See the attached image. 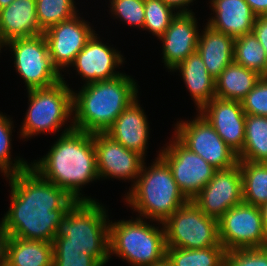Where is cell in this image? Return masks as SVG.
Returning a JSON list of instances; mask_svg holds the SVG:
<instances>
[{
  "instance_id": "27",
  "label": "cell",
  "mask_w": 267,
  "mask_h": 266,
  "mask_svg": "<svg viewBox=\"0 0 267 266\" xmlns=\"http://www.w3.org/2000/svg\"><path fill=\"white\" fill-rule=\"evenodd\" d=\"M243 202L256 207L267 203V163L239 161Z\"/></svg>"
},
{
  "instance_id": "5",
  "label": "cell",
  "mask_w": 267,
  "mask_h": 266,
  "mask_svg": "<svg viewBox=\"0 0 267 266\" xmlns=\"http://www.w3.org/2000/svg\"><path fill=\"white\" fill-rule=\"evenodd\" d=\"M154 161L148 167L143 163L125 200L133 211L139 213L138 217L162 224L188 200L178 188L170 167L159 154Z\"/></svg>"
},
{
  "instance_id": "13",
  "label": "cell",
  "mask_w": 267,
  "mask_h": 266,
  "mask_svg": "<svg viewBox=\"0 0 267 266\" xmlns=\"http://www.w3.org/2000/svg\"><path fill=\"white\" fill-rule=\"evenodd\" d=\"M192 201L205 215L218 220L230 208L243 202L239 161L230 168L217 170Z\"/></svg>"
},
{
  "instance_id": "43",
  "label": "cell",
  "mask_w": 267,
  "mask_h": 266,
  "mask_svg": "<svg viewBox=\"0 0 267 266\" xmlns=\"http://www.w3.org/2000/svg\"><path fill=\"white\" fill-rule=\"evenodd\" d=\"M14 0H0V10L8 7Z\"/></svg>"
},
{
  "instance_id": "20",
  "label": "cell",
  "mask_w": 267,
  "mask_h": 266,
  "mask_svg": "<svg viewBox=\"0 0 267 266\" xmlns=\"http://www.w3.org/2000/svg\"><path fill=\"white\" fill-rule=\"evenodd\" d=\"M209 3L215 13L206 24L210 28L234 39L252 32L257 15L245 0H210Z\"/></svg>"
},
{
  "instance_id": "16",
  "label": "cell",
  "mask_w": 267,
  "mask_h": 266,
  "mask_svg": "<svg viewBox=\"0 0 267 266\" xmlns=\"http://www.w3.org/2000/svg\"><path fill=\"white\" fill-rule=\"evenodd\" d=\"M198 112L237 155L242 151L246 114L241 102L214 97Z\"/></svg>"
},
{
  "instance_id": "37",
  "label": "cell",
  "mask_w": 267,
  "mask_h": 266,
  "mask_svg": "<svg viewBox=\"0 0 267 266\" xmlns=\"http://www.w3.org/2000/svg\"><path fill=\"white\" fill-rule=\"evenodd\" d=\"M252 32L265 49L267 56V15L257 16Z\"/></svg>"
},
{
  "instance_id": "40",
  "label": "cell",
  "mask_w": 267,
  "mask_h": 266,
  "mask_svg": "<svg viewBox=\"0 0 267 266\" xmlns=\"http://www.w3.org/2000/svg\"><path fill=\"white\" fill-rule=\"evenodd\" d=\"M257 16L267 15V0H245Z\"/></svg>"
},
{
  "instance_id": "44",
  "label": "cell",
  "mask_w": 267,
  "mask_h": 266,
  "mask_svg": "<svg viewBox=\"0 0 267 266\" xmlns=\"http://www.w3.org/2000/svg\"><path fill=\"white\" fill-rule=\"evenodd\" d=\"M5 46V43L4 41L2 40L1 36H0V52H1V49Z\"/></svg>"
},
{
  "instance_id": "23",
  "label": "cell",
  "mask_w": 267,
  "mask_h": 266,
  "mask_svg": "<svg viewBox=\"0 0 267 266\" xmlns=\"http://www.w3.org/2000/svg\"><path fill=\"white\" fill-rule=\"evenodd\" d=\"M176 70L181 73L186 88L200 111L215 97V79L208 73L197 51L172 69V72Z\"/></svg>"
},
{
  "instance_id": "28",
  "label": "cell",
  "mask_w": 267,
  "mask_h": 266,
  "mask_svg": "<svg viewBox=\"0 0 267 266\" xmlns=\"http://www.w3.org/2000/svg\"><path fill=\"white\" fill-rule=\"evenodd\" d=\"M234 62L267 77V56L256 36L247 33L234 39Z\"/></svg>"
},
{
  "instance_id": "14",
  "label": "cell",
  "mask_w": 267,
  "mask_h": 266,
  "mask_svg": "<svg viewBox=\"0 0 267 266\" xmlns=\"http://www.w3.org/2000/svg\"><path fill=\"white\" fill-rule=\"evenodd\" d=\"M79 13L46 30L43 34L47 40L49 55L53 65L60 72L70 67L77 54L85 47L87 41L96 32Z\"/></svg>"
},
{
  "instance_id": "34",
  "label": "cell",
  "mask_w": 267,
  "mask_h": 266,
  "mask_svg": "<svg viewBox=\"0 0 267 266\" xmlns=\"http://www.w3.org/2000/svg\"><path fill=\"white\" fill-rule=\"evenodd\" d=\"M224 266H267V246L226 251Z\"/></svg>"
},
{
  "instance_id": "32",
  "label": "cell",
  "mask_w": 267,
  "mask_h": 266,
  "mask_svg": "<svg viewBox=\"0 0 267 266\" xmlns=\"http://www.w3.org/2000/svg\"><path fill=\"white\" fill-rule=\"evenodd\" d=\"M144 11L145 21L143 30L151 32L158 39L165 33L178 14V12H175L162 0H144Z\"/></svg>"
},
{
  "instance_id": "12",
  "label": "cell",
  "mask_w": 267,
  "mask_h": 266,
  "mask_svg": "<svg viewBox=\"0 0 267 266\" xmlns=\"http://www.w3.org/2000/svg\"><path fill=\"white\" fill-rule=\"evenodd\" d=\"M159 156L170 167L174 180L187 200H193L217 171L201 156L191 152L175 136Z\"/></svg>"
},
{
  "instance_id": "31",
  "label": "cell",
  "mask_w": 267,
  "mask_h": 266,
  "mask_svg": "<svg viewBox=\"0 0 267 266\" xmlns=\"http://www.w3.org/2000/svg\"><path fill=\"white\" fill-rule=\"evenodd\" d=\"M13 121L6 115L0 113V172L3 173L5 177L19 173L20 171L31 166L23 158L11 159V141H12V130ZM11 137V138H10ZM15 163H13V161Z\"/></svg>"
},
{
  "instance_id": "19",
  "label": "cell",
  "mask_w": 267,
  "mask_h": 266,
  "mask_svg": "<svg viewBox=\"0 0 267 266\" xmlns=\"http://www.w3.org/2000/svg\"><path fill=\"white\" fill-rule=\"evenodd\" d=\"M134 100L113 122L106 131L112 139L122 144L125 148L139 153L146 158L149 139V124L147 116L138 103Z\"/></svg>"
},
{
  "instance_id": "2",
  "label": "cell",
  "mask_w": 267,
  "mask_h": 266,
  "mask_svg": "<svg viewBox=\"0 0 267 266\" xmlns=\"http://www.w3.org/2000/svg\"><path fill=\"white\" fill-rule=\"evenodd\" d=\"M31 167L66 190L76 201H95L83 197L80 192L84 185L99 180L93 134L74 129L73 123L62 131L43 158L31 163Z\"/></svg>"
},
{
  "instance_id": "29",
  "label": "cell",
  "mask_w": 267,
  "mask_h": 266,
  "mask_svg": "<svg viewBox=\"0 0 267 266\" xmlns=\"http://www.w3.org/2000/svg\"><path fill=\"white\" fill-rule=\"evenodd\" d=\"M225 252L223 246L201 249L166 247V257L173 266H224Z\"/></svg>"
},
{
  "instance_id": "35",
  "label": "cell",
  "mask_w": 267,
  "mask_h": 266,
  "mask_svg": "<svg viewBox=\"0 0 267 266\" xmlns=\"http://www.w3.org/2000/svg\"><path fill=\"white\" fill-rule=\"evenodd\" d=\"M241 104L245 114L267 117V77H261Z\"/></svg>"
},
{
  "instance_id": "3",
  "label": "cell",
  "mask_w": 267,
  "mask_h": 266,
  "mask_svg": "<svg viewBox=\"0 0 267 266\" xmlns=\"http://www.w3.org/2000/svg\"><path fill=\"white\" fill-rule=\"evenodd\" d=\"M131 76H119L84 84L73 91L74 129L87 133H106L116 118L138 98V86Z\"/></svg>"
},
{
  "instance_id": "17",
  "label": "cell",
  "mask_w": 267,
  "mask_h": 266,
  "mask_svg": "<svg viewBox=\"0 0 267 266\" xmlns=\"http://www.w3.org/2000/svg\"><path fill=\"white\" fill-rule=\"evenodd\" d=\"M97 35L93 34L71 64L85 80L84 84L109 80L122 74L115 69L125 59L117 49L102 43Z\"/></svg>"
},
{
  "instance_id": "42",
  "label": "cell",
  "mask_w": 267,
  "mask_h": 266,
  "mask_svg": "<svg viewBox=\"0 0 267 266\" xmlns=\"http://www.w3.org/2000/svg\"><path fill=\"white\" fill-rule=\"evenodd\" d=\"M151 266H173L172 263L165 257L162 261L154 263Z\"/></svg>"
},
{
  "instance_id": "9",
  "label": "cell",
  "mask_w": 267,
  "mask_h": 266,
  "mask_svg": "<svg viewBox=\"0 0 267 266\" xmlns=\"http://www.w3.org/2000/svg\"><path fill=\"white\" fill-rule=\"evenodd\" d=\"M7 46L13 53L14 67L27 90L50 87L62 81L64 75L53 65L44 34L17 38L6 42Z\"/></svg>"
},
{
  "instance_id": "24",
  "label": "cell",
  "mask_w": 267,
  "mask_h": 266,
  "mask_svg": "<svg viewBox=\"0 0 267 266\" xmlns=\"http://www.w3.org/2000/svg\"><path fill=\"white\" fill-rule=\"evenodd\" d=\"M261 77L233 61L215 80V97L241 102Z\"/></svg>"
},
{
  "instance_id": "8",
  "label": "cell",
  "mask_w": 267,
  "mask_h": 266,
  "mask_svg": "<svg viewBox=\"0 0 267 266\" xmlns=\"http://www.w3.org/2000/svg\"><path fill=\"white\" fill-rule=\"evenodd\" d=\"M166 247L201 249L222 246L218 219L205 215L188 200L163 222Z\"/></svg>"
},
{
  "instance_id": "36",
  "label": "cell",
  "mask_w": 267,
  "mask_h": 266,
  "mask_svg": "<svg viewBox=\"0 0 267 266\" xmlns=\"http://www.w3.org/2000/svg\"><path fill=\"white\" fill-rule=\"evenodd\" d=\"M53 266H102L91 255L80 252H53Z\"/></svg>"
},
{
  "instance_id": "22",
  "label": "cell",
  "mask_w": 267,
  "mask_h": 266,
  "mask_svg": "<svg viewBox=\"0 0 267 266\" xmlns=\"http://www.w3.org/2000/svg\"><path fill=\"white\" fill-rule=\"evenodd\" d=\"M234 38L206 25L199 34L197 52L202 57L208 73L216 80L220 73L234 61Z\"/></svg>"
},
{
  "instance_id": "41",
  "label": "cell",
  "mask_w": 267,
  "mask_h": 266,
  "mask_svg": "<svg viewBox=\"0 0 267 266\" xmlns=\"http://www.w3.org/2000/svg\"><path fill=\"white\" fill-rule=\"evenodd\" d=\"M260 210L262 213L263 227H264L265 233L267 235V203L262 205L260 207Z\"/></svg>"
},
{
  "instance_id": "7",
  "label": "cell",
  "mask_w": 267,
  "mask_h": 266,
  "mask_svg": "<svg viewBox=\"0 0 267 266\" xmlns=\"http://www.w3.org/2000/svg\"><path fill=\"white\" fill-rule=\"evenodd\" d=\"M64 79L50 87L27 90L30 103L20 137L28 139L39 133L59 132L68 120L73 123L70 118H73V90Z\"/></svg>"
},
{
  "instance_id": "26",
  "label": "cell",
  "mask_w": 267,
  "mask_h": 266,
  "mask_svg": "<svg viewBox=\"0 0 267 266\" xmlns=\"http://www.w3.org/2000/svg\"><path fill=\"white\" fill-rule=\"evenodd\" d=\"M238 161L267 163V117L246 114L245 141Z\"/></svg>"
},
{
  "instance_id": "15",
  "label": "cell",
  "mask_w": 267,
  "mask_h": 266,
  "mask_svg": "<svg viewBox=\"0 0 267 266\" xmlns=\"http://www.w3.org/2000/svg\"><path fill=\"white\" fill-rule=\"evenodd\" d=\"M96 149L97 172L100 178L132 180L138 178L145 158L125 148L106 133L93 134Z\"/></svg>"
},
{
  "instance_id": "39",
  "label": "cell",
  "mask_w": 267,
  "mask_h": 266,
  "mask_svg": "<svg viewBox=\"0 0 267 266\" xmlns=\"http://www.w3.org/2000/svg\"><path fill=\"white\" fill-rule=\"evenodd\" d=\"M162 1L166 5L170 6L173 10H176L178 14L179 13H193L192 10L190 11L188 9V7L194 0H162Z\"/></svg>"
},
{
  "instance_id": "33",
  "label": "cell",
  "mask_w": 267,
  "mask_h": 266,
  "mask_svg": "<svg viewBox=\"0 0 267 266\" xmlns=\"http://www.w3.org/2000/svg\"><path fill=\"white\" fill-rule=\"evenodd\" d=\"M112 15L132 27L143 29L145 21L144 0H111Z\"/></svg>"
},
{
  "instance_id": "4",
  "label": "cell",
  "mask_w": 267,
  "mask_h": 266,
  "mask_svg": "<svg viewBox=\"0 0 267 266\" xmlns=\"http://www.w3.org/2000/svg\"><path fill=\"white\" fill-rule=\"evenodd\" d=\"M109 221L103 204L77 201L57 225L53 252H84L105 266L110 258Z\"/></svg>"
},
{
  "instance_id": "30",
  "label": "cell",
  "mask_w": 267,
  "mask_h": 266,
  "mask_svg": "<svg viewBox=\"0 0 267 266\" xmlns=\"http://www.w3.org/2000/svg\"><path fill=\"white\" fill-rule=\"evenodd\" d=\"M74 3V0H36L40 29L45 32L52 26L78 14V9Z\"/></svg>"
},
{
  "instance_id": "1",
  "label": "cell",
  "mask_w": 267,
  "mask_h": 266,
  "mask_svg": "<svg viewBox=\"0 0 267 266\" xmlns=\"http://www.w3.org/2000/svg\"><path fill=\"white\" fill-rule=\"evenodd\" d=\"M5 178L11 202L0 223L12 237L52 243L58 223L77 201L31 166Z\"/></svg>"
},
{
  "instance_id": "38",
  "label": "cell",
  "mask_w": 267,
  "mask_h": 266,
  "mask_svg": "<svg viewBox=\"0 0 267 266\" xmlns=\"http://www.w3.org/2000/svg\"><path fill=\"white\" fill-rule=\"evenodd\" d=\"M10 234L6 228L0 223V263L6 261L7 258V247Z\"/></svg>"
},
{
  "instance_id": "6",
  "label": "cell",
  "mask_w": 267,
  "mask_h": 266,
  "mask_svg": "<svg viewBox=\"0 0 267 266\" xmlns=\"http://www.w3.org/2000/svg\"><path fill=\"white\" fill-rule=\"evenodd\" d=\"M147 223L144 218L109 221V254L131 266H151L166 257L165 228ZM161 227V228H159Z\"/></svg>"
},
{
  "instance_id": "10",
  "label": "cell",
  "mask_w": 267,
  "mask_h": 266,
  "mask_svg": "<svg viewBox=\"0 0 267 266\" xmlns=\"http://www.w3.org/2000/svg\"><path fill=\"white\" fill-rule=\"evenodd\" d=\"M175 126L174 136L215 169H227L238 163L237 154L199 112L193 120H181Z\"/></svg>"
},
{
  "instance_id": "18",
  "label": "cell",
  "mask_w": 267,
  "mask_h": 266,
  "mask_svg": "<svg viewBox=\"0 0 267 266\" xmlns=\"http://www.w3.org/2000/svg\"><path fill=\"white\" fill-rule=\"evenodd\" d=\"M195 13H179L159 38L163 43V63L172 71L190 54L197 51L199 30Z\"/></svg>"
},
{
  "instance_id": "21",
  "label": "cell",
  "mask_w": 267,
  "mask_h": 266,
  "mask_svg": "<svg viewBox=\"0 0 267 266\" xmlns=\"http://www.w3.org/2000/svg\"><path fill=\"white\" fill-rule=\"evenodd\" d=\"M43 33L38 24L36 0H14L0 10V36L4 43Z\"/></svg>"
},
{
  "instance_id": "25",
  "label": "cell",
  "mask_w": 267,
  "mask_h": 266,
  "mask_svg": "<svg viewBox=\"0 0 267 266\" xmlns=\"http://www.w3.org/2000/svg\"><path fill=\"white\" fill-rule=\"evenodd\" d=\"M5 262L9 266H53V245L10 236Z\"/></svg>"
},
{
  "instance_id": "11",
  "label": "cell",
  "mask_w": 267,
  "mask_h": 266,
  "mask_svg": "<svg viewBox=\"0 0 267 266\" xmlns=\"http://www.w3.org/2000/svg\"><path fill=\"white\" fill-rule=\"evenodd\" d=\"M218 227L225 251L267 246L260 207L241 202L218 220Z\"/></svg>"
}]
</instances>
